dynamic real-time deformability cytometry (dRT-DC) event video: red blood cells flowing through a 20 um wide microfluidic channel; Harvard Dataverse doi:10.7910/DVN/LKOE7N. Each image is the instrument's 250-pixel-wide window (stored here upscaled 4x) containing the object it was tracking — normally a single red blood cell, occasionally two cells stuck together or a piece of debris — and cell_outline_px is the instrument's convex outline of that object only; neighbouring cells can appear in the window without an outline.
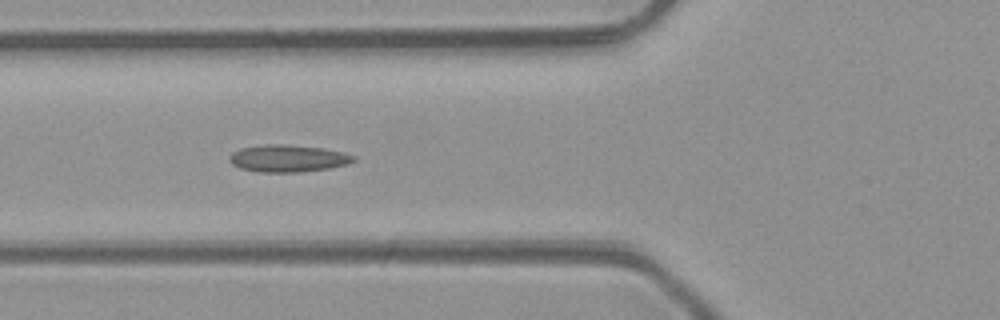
{"species": "common noctule bat (a hibernating species)", "species_latin": "Nyctalus noctula", "temperature_condition": "room temperature", "stored_images_in_passage": 7, "camera_frame_rate_fps": 3000, "um_per_image_px": 0.085, "animal": {"sex": "male", "body_mass_g": 23.1, "forearm_length_mm": 52.7}, "frame": {"image": 1, "passage_image": 5, "time_ms": 4.333, "image_size_px": [1000, 320], "cell_outline_px": [[356, 160], [348, 164], [328, 168], [300, 172], [260, 172], [240, 168], [232, 164], [228, 160], [228, 156], [232, 152], [240, 148], [264, 144], [284, 144], [324, 148], [344, 152], [356, 156]], "centroid_in_image_um": [24.47, 13.45], "position_along_channel_um": 101.3, "area_um2": 19.83}}
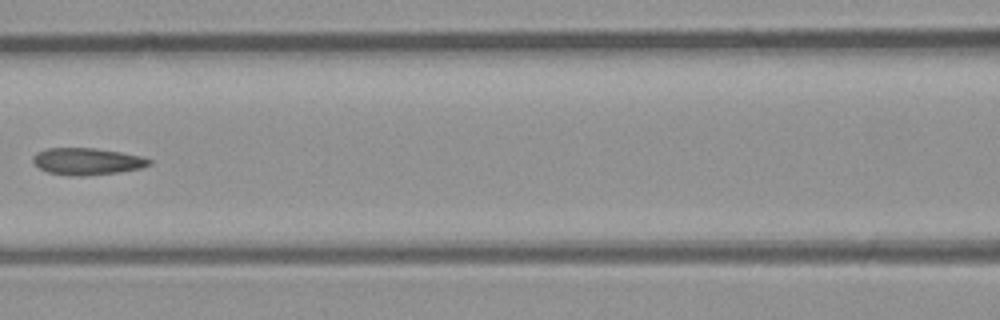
{"frame": {"image": 2, "passage_image": 6, "time_ms": 5.667, "image_size_px": [1000, 320], "cell_outline_px": [[152, 164], [140, 168], [116, 172], [88, 176], [68, 176], [48, 172], [40, 168], [32, 160], [32, 156], [36, 152], [48, 148], [92, 148], [120, 152], [144, 156], [152, 160]], "centroid_in_image_um": [7.41, 13.72], "position_along_channel_um": 159.2, "area_um2": 18.26}}
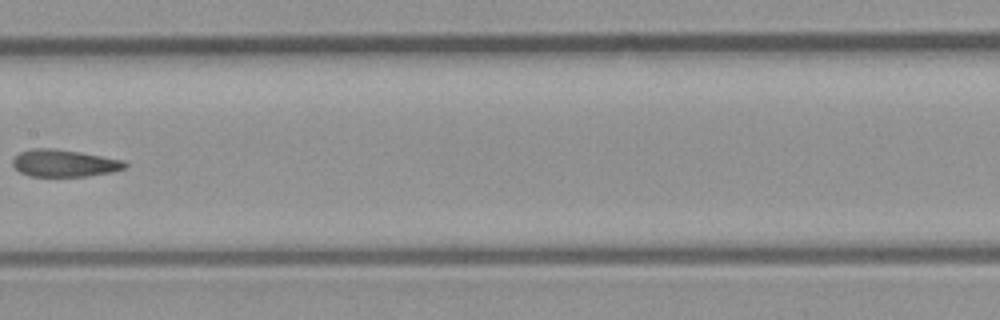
{"frame": {"image": 3, "passage_image": 7, "time_ms": 6.667, "image_size_px": [1000, 320], "cell_outline_px": [[128, 164], [124, 168], [112, 172], [84, 176], [32, 176], [20, 172], [12, 164], [12, 160], [20, 152], [32, 148], [52, 148], [80, 152], [124, 160]], "centroid_in_image_um": [5.46, 13.86], "position_along_channel_um": 201.9, "area_um2": 17.63}}